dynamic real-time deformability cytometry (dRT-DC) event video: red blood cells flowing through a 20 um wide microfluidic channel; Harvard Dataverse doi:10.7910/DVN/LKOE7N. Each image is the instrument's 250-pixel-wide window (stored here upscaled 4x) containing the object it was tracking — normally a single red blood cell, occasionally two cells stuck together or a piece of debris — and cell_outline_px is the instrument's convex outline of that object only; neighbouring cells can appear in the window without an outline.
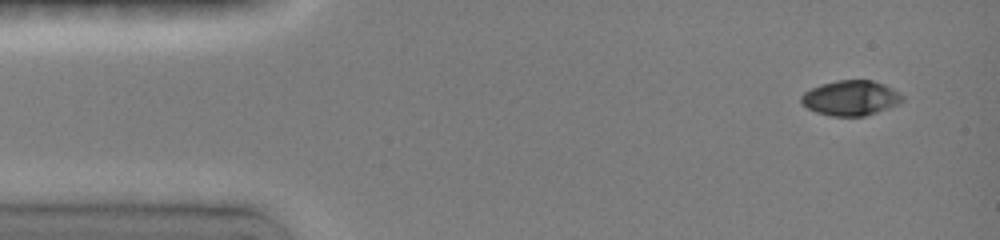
{"species": "common noctule bat (a hibernating species)", "species_latin": "Nyctalus noctula", "temperature_condition": "room temperature", "stored_images_in_passage": 7, "camera_frame_rate_fps": 3000, "um_per_image_px": 0.085, "animal": {"sex": "female", "body_mass_g": 19.0, "forearm_length_mm": 51.5}, "frame": {"image": 1, "passage_image": 1, "time_ms": 0.0, "image_size_px": [1000, 240], "cell_outline_px": [[904, 100], [900, 104], [864, 116], [832, 116], [816, 112], [808, 108], [800, 100], [800, 96], [804, 92], [820, 84], [836, 80], [872, 80], [884, 84], [900, 92], [904, 96]], "centroid_in_image_um": [72.34, 8.32], "position_along_channel_um": 12.7, "area_um2": 20.75}}
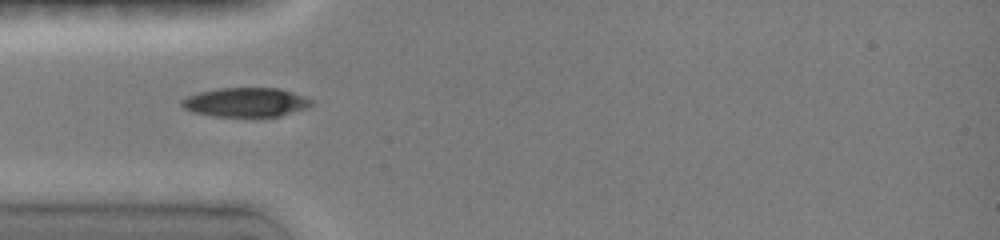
{"frame": {"image": 2, "passage_image": 5, "time_ms": 3.667, "image_size_px": [1000, 240], "cell_outline_px": [[312, 104], [308, 108], [280, 116], [212, 116], [192, 112], [184, 108], [180, 104], [180, 100], [188, 96], [200, 92], [220, 88], [276, 88], [292, 92], [304, 96], [312, 100]], "centroid_in_image_um": [20.88, 8.7], "position_along_channel_um": 64.1, "area_um2": 21.96}}
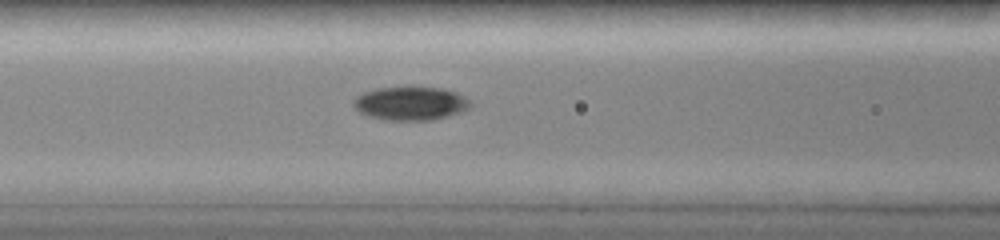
{"frame": {"image": 3, "passage_image": 7, "time_ms": 5.333, "image_size_px": [1000, 240], "cell_outline_px": [[472, 104], [468, 108], [460, 112], [448, 116], [432, 120], [384, 120], [368, 116], [360, 112], [352, 104], [352, 100], [356, 96], [364, 92], [380, 88], [440, 88], [456, 92], [464, 96]], "centroid_in_image_um": [34.88, 8.81], "position_along_channel_um": 131.7, "area_um2": 22.6}}